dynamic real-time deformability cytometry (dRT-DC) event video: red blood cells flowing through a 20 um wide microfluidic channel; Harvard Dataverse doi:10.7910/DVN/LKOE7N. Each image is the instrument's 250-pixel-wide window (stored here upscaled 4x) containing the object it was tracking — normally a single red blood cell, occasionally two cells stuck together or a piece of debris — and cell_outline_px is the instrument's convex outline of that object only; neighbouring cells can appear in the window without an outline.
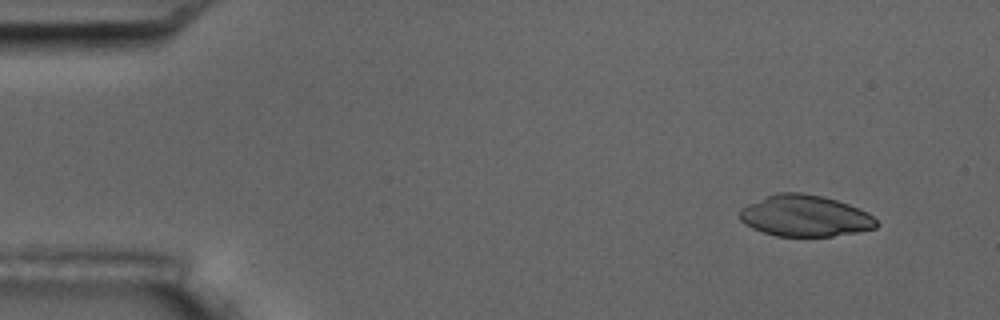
{"species": "common noctule bat (a hibernating species)", "species_latin": "Nyctalus noctula", "temperature_condition": "room temperature", "stored_images_in_passage": 17, "camera_frame_rate_fps": 3000, "um_per_image_px": 0.085, "animal": {"sex": "male", "body_mass_g": 17.5, "forearm_length_mm": 52.3}, "frame": {"image": 1, "passage_image": 2, "time_ms": 1.333, "image_size_px": [1000, 320], "cell_outline_px": [[880, 224], [876, 228], [856, 232], [832, 236], [776, 236], [752, 228], [744, 224], [740, 220], [736, 212], [740, 208], [748, 204], [776, 192], [800, 192], [824, 196], [848, 204], [868, 212]], "centroid_in_image_um": [68.39, 18.34], "position_along_channel_um": 16.6, "area_um2": 33.18}}